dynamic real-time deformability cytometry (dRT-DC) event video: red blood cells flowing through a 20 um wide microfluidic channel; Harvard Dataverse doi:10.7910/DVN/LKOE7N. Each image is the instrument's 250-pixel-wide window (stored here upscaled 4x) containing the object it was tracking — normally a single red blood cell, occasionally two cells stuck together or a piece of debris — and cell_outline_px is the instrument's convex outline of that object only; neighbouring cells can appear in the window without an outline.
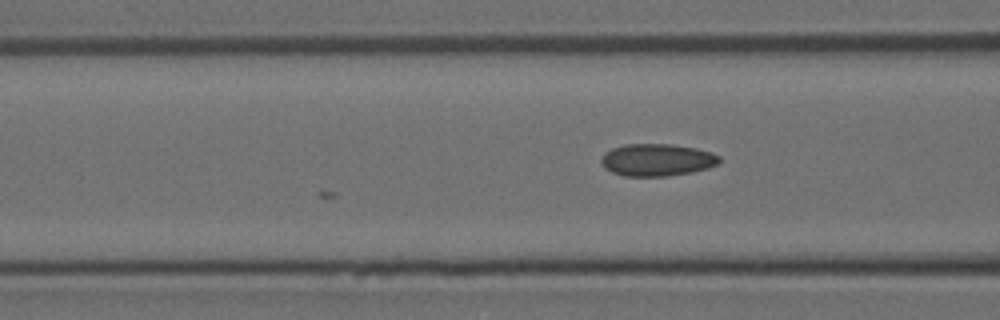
{"species": "Egyptian fruit bat (a non-hibernating species)", "species_latin": "Rousettus aegyptiacus", "temperature_condition": "room temperature", "stored_images_in_passage": 5, "camera_frame_rate_fps": 3000, "um_per_image_px": 0.085, "animal": {"sex": "female"}, "frame": {"image": 1, "passage_image": 5, "time_ms": 1.333, "image_size_px": [1000, 320], "cell_outline_px": [[720, 164], [708, 168], [692, 172], [668, 176], [624, 176], [612, 172], [604, 168], [600, 160], [604, 152], [612, 148], [624, 144], [672, 144], [696, 148], [712, 152], [720, 156]], "centroid_in_image_um": [55.85, 13.59], "position_along_channel_um": 110.7, "area_um2": 22.48}}